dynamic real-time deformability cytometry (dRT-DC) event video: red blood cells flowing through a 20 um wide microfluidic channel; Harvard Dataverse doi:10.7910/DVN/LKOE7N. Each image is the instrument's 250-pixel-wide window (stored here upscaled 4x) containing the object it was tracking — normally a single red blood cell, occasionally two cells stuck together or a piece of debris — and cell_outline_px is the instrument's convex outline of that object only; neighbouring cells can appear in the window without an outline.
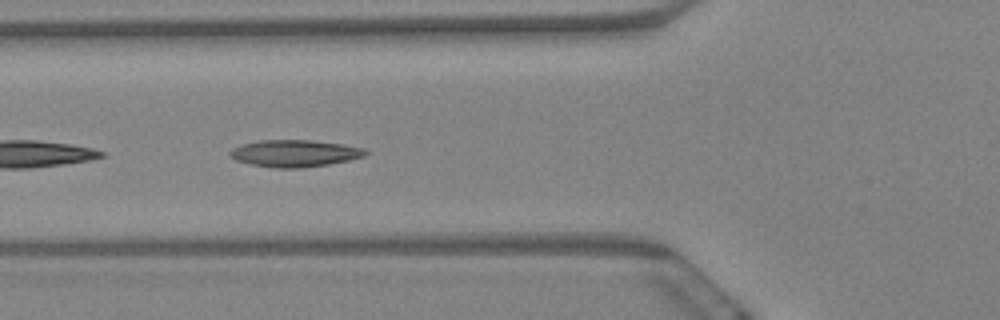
{"species": "Egyptian fruit bat (a non-hibernating species)", "species_latin": "Rousettus aegyptiacus", "temperature_condition": "warm", "stored_images_in_passage": 9, "camera_frame_rate_fps": 3000, "um_per_image_px": 0.085, "animal": {"sex": "female"}, "frame": {"image": 1, "passage_image": 7, "time_ms": 2.0, "image_size_px": [1000, 320], "cell_outline_px": [[368, 152], [364, 156], [348, 160], [328, 164], [300, 168], [272, 168], [252, 164], [236, 160], [228, 152], [232, 148], [244, 144], [260, 140], [312, 140], [344, 144], [364, 148]], "centroid_in_image_um": [25.06, 13.03], "position_along_channel_um": 100.7, "area_um2": 21.15}}
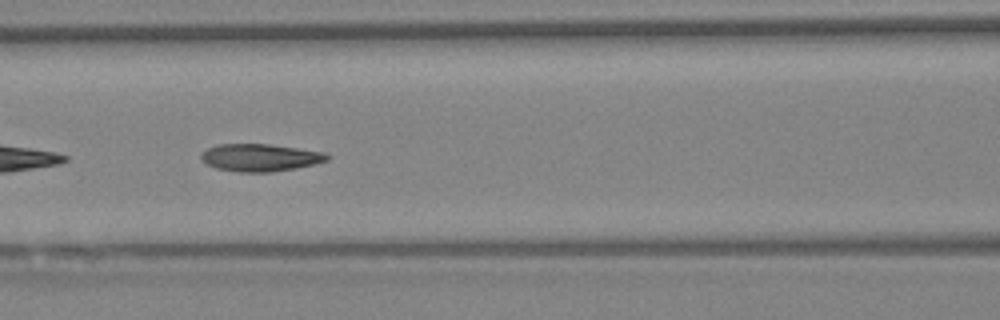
{"frame": {"image": 2, "passage_image": 8, "time_ms": 2.333, "image_size_px": [1000, 320], "cell_outline_px": [[332, 156], [328, 160], [316, 164], [296, 168], [272, 172], [240, 172], [216, 168], [200, 160], [200, 156], [208, 148], [216, 144], [268, 144], [324, 152]], "centroid_in_image_um": [22.13, 13.4], "position_along_channel_um": 144.5, "area_um2": 20.17}}